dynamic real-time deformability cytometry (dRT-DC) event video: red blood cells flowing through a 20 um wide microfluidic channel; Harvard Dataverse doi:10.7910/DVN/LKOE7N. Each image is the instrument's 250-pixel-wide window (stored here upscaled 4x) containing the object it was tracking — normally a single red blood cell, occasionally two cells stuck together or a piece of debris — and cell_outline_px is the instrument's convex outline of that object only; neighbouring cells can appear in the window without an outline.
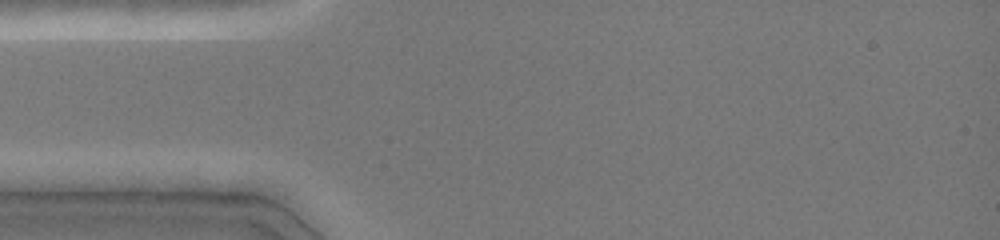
{"species": "common noctule bat (a hibernating species)", "species_latin": "Nyctalus noctula", "temperature_condition": "cold", "stored_images_in_passage": 1, "camera_frame_rate_fps": 3000, "um_per_image_px": 0.085, "animal": {"sex": "female", "body_mass_g": 19.0, "forearm_length_mm": 51.5}, "frame": {"image": 1, "passage_image": 1, "time_ms": 0.0, "image_size_px": [1000, 240], "cell_outline_px": [[284, 212], [124, 196], [124, 192], [148, 192], [256, 196], [268, 200], [284, 208]], "centroid_in_image_um": [18.08, 17.0], "position_along_channel_um": 66.9, "area_um2": 10.4}}